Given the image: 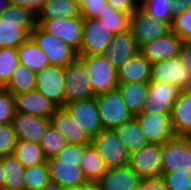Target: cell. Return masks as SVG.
<instances>
[{"instance_id":"obj_1","label":"cell","mask_w":191,"mask_h":190,"mask_svg":"<svg viewBox=\"0 0 191 190\" xmlns=\"http://www.w3.org/2000/svg\"><path fill=\"white\" fill-rule=\"evenodd\" d=\"M87 146L68 144L55 157L46 159L50 180L63 188L87 185L89 182L80 167L83 152Z\"/></svg>"},{"instance_id":"obj_2","label":"cell","mask_w":191,"mask_h":190,"mask_svg":"<svg viewBox=\"0 0 191 190\" xmlns=\"http://www.w3.org/2000/svg\"><path fill=\"white\" fill-rule=\"evenodd\" d=\"M36 25V14L32 10L10 4L0 15V48L19 47Z\"/></svg>"},{"instance_id":"obj_3","label":"cell","mask_w":191,"mask_h":190,"mask_svg":"<svg viewBox=\"0 0 191 190\" xmlns=\"http://www.w3.org/2000/svg\"><path fill=\"white\" fill-rule=\"evenodd\" d=\"M78 57L85 63L95 96L117 88V69L109 62L106 54L78 55Z\"/></svg>"},{"instance_id":"obj_4","label":"cell","mask_w":191,"mask_h":190,"mask_svg":"<svg viewBox=\"0 0 191 190\" xmlns=\"http://www.w3.org/2000/svg\"><path fill=\"white\" fill-rule=\"evenodd\" d=\"M162 173H191V141L188 136H174L162 144Z\"/></svg>"},{"instance_id":"obj_5","label":"cell","mask_w":191,"mask_h":190,"mask_svg":"<svg viewBox=\"0 0 191 190\" xmlns=\"http://www.w3.org/2000/svg\"><path fill=\"white\" fill-rule=\"evenodd\" d=\"M91 145L98 151L107 168L129 164L130 153L114 130L103 129L92 137Z\"/></svg>"},{"instance_id":"obj_6","label":"cell","mask_w":191,"mask_h":190,"mask_svg":"<svg viewBox=\"0 0 191 190\" xmlns=\"http://www.w3.org/2000/svg\"><path fill=\"white\" fill-rule=\"evenodd\" d=\"M30 37L44 51L50 65L65 67L78 57V52L74 48L62 39L47 33L38 24Z\"/></svg>"},{"instance_id":"obj_7","label":"cell","mask_w":191,"mask_h":190,"mask_svg":"<svg viewBox=\"0 0 191 190\" xmlns=\"http://www.w3.org/2000/svg\"><path fill=\"white\" fill-rule=\"evenodd\" d=\"M96 101L103 129L114 130L133 117L118 88L97 95Z\"/></svg>"},{"instance_id":"obj_8","label":"cell","mask_w":191,"mask_h":190,"mask_svg":"<svg viewBox=\"0 0 191 190\" xmlns=\"http://www.w3.org/2000/svg\"><path fill=\"white\" fill-rule=\"evenodd\" d=\"M65 72V104L95 96L92 92L85 63L77 57L64 67Z\"/></svg>"},{"instance_id":"obj_9","label":"cell","mask_w":191,"mask_h":190,"mask_svg":"<svg viewBox=\"0 0 191 190\" xmlns=\"http://www.w3.org/2000/svg\"><path fill=\"white\" fill-rule=\"evenodd\" d=\"M130 30L133 33L137 46L140 48L144 44L165 35L171 30L167 22L152 17L139 7L130 16Z\"/></svg>"},{"instance_id":"obj_10","label":"cell","mask_w":191,"mask_h":190,"mask_svg":"<svg viewBox=\"0 0 191 190\" xmlns=\"http://www.w3.org/2000/svg\"><path fill=\"white\" fill-rule=\"evenodd\" d=\"M114 34L97 19H84L82 42L78 55L106 54Z\"/></svg>"},{"instance_id":"obj_11","label":"cell","mask_w":191,"mask_h":190,"mask_svg":"<svg viewBox=\"0 0 191 190\" xmlns=\"http://www.w3.org/2000/svg\"><path fill=\"white\" fill-rule=\"evenodd\" d=\"M36 22L44 31L62 39L79 53L84 27V19L81 16L66 19L36 20Z\"/></svg>"},{"instance_id":"obj_12","label":"cell","mask_w":191,"mask_h":190,"mask_svg":"<svg viewBox=\"0 0 191 190\" xmlns=\"http://www.w3.org/2000/svg\"><path fill=\"white\" fill-rule=\"evenodd\" d=\"M64 67L50 65L36 72V90L57 107L65 105Z\"/></svg>"},{"instance_id":"obj_13","label":"cell","mask_w":191,"mask_h":190,"mask_svg":"<svg viewBox=\"0 0 191 190\" xmlns=\"http://www.w3.org/2000/svg\"><path fill=\"white\" fill-rule=\"evenodd\" d=\"M73 116L75 122L91 138L103 130V124L98 111L96 96L74 100L64 105Z\"/></svg>"},{"instance_id":"obj_14","label":"cell","mask_w":191,"mask_h":190,"mask_svg":"<svg viewBox=\"0 0 191 190\" xmlns=\"http://www.w3.org/2000/svg\"><path fill=\"white\" fill-rule=\"evenodd\" d=\"M180 57L152 64L150 81L178 86L181 90L191 89V74Z\"/></svg>"},{"instance_id":"obj_15","label":"cell","mask_w":191,"mask_h":190,"mask_svg":"<svg viewBox=\"0 0 191 190\" xmlns=\"http://www.w3.org/2000/svg\"><path fill=\"white\" fill-rule=\"evenodd\" d=\"M162 144L149 143L130 154L129 166L141 177H159L161 166Z\"/></svg>"},{"instance_id":"obj_16","label":"cell","mask_w":191,"mask_h":190,"mask_svg":"<svg viewBox=\"0 0 191 190\" xmlns=\"http://www.w3.org/2000/svg\"><path fill=\"white\" fill-rule=\"evenodd\" d=\"M181 89L167 83L150 81L147 100L141 113L171 114L172 107Z\"/></svg>"},{"instance_id":"obj_17","label":"cell","mask_w":191,"mask_h":190,"mask_svg":"<svg viewBox=\"0 0 191 190\" xmlns=\"http://www.w3.org/2000/svg\"><path fill=\"white\" fill-rule=\"evenodd\" d=\"M183 40L172 30L140 47V52L151 63L179 57Z\"/></svg>"},{"instance_id":"obj_18","label":"cell","mask_w":191,"mask_h":190,"mask_svg":"<svg viewBox=\"0 0 191 190\" xmlns=\"http://www.w3.org/2000/svg\"><path fill=\"white\" fill-rule=\"evenodd\" d=\"M135 117L149 143L163 144L175 136L170 114L139 113Z\"/></svg>"},{"instance_id":"obj_19","label":"cell","mask_w":191,"mask_h":190,"mask_svg":"<svg viewBox=\"0 0 191 190\" xmlns=\"http://www.w3.org/2000/svg\"><path fill=\"white\" fill-rule=\"evenodd\" d=\"M49 123V118L18 112H14L11 120L18 141L37 143L40 142Z\"/></svg>"},{"instance_id":"obj_20","label":"cell","mask_w":191,"mask_h":190,"mask_svg":"<svg viewBox=\"0 0 191 190\" xmlns=\"http://www.w3.org/2000/svg\"><path fill=\"white\" fill-rule=\"evenodd\" d=\"M142 178L129 166L108 168L96 182L102 190H138Z\"/></svg>"},{"instance_id":"obj_21","label":"cell","mask_w":191,"mask_h":190,"mask_svg":"<svg viewBox=\"0 0 191 190\" xmlns=\"http://www.w3.org/2000/svg\"><path fill=\"white\" fill-rule=\"evenodd\" d=\"M13 96L15 112L18 113L32 114L50 119L57 109L54 103L36 89Z\"/></svg>"},{"instance_id":"obj_22","label":"cell","mask_w":191,"mask_h":190,"mask_svg":"<svg viewBox=\"0 0 191 190\" xmlns=\"http://www.w3.org/2000/svg\"><path fill=\"white\" fill-rule=\"evenodd\" d=\"M50 123L66 137L68 144L90 145L91 137L79 128L73 116L63 107H57L50 117Z\"/></svg>"},{"instance_id":"obj_23","label":"cell","mask_w":191,"mask_h":190,"mask_svg":"<svg viewBox=\"0 0 191 190\" xmlns=\"http://www.w3.org/2000/svg\"><path fill=\"white\" fill-rule=\"evenodd\" d=\"M151 67L152 64L138 51L117 69L118 83H149Z\"/></svg>"},{"instance_id":"obj_24","label":"cell","mask_w":191,"mask_h":190,"mask_svg":"<svg viewBox=\"0 0 191 190\" xmlns=\"http://www.w3.org/2000/svg\"><path fill=\"white\" fill-rule=\"evenodd\" d=\"M140 48L137 46L132 31L129 29L113 36L106 55L109 62L118 69L129 57L135 55Z\"/></svg>"},{"instance_id":"obj_25","label":"cell","mask_w":191,"mask_h":190,"mask_svg":"<svg viewBox=\"0 0 191 190\" xmlns=\"http://www.w3.org/2000/svg\"><path fill=\"white\" fill-rule=\"evenodd\" d=\"M170 117L176 136L191 134V89L181 90L172 107Z\"/></svg>"},{"instance_id":"obj_26","label":"cell","mask_w":191,"mask_h":190,"mask_svg":"<svg viewBox=\"0 0 191 190\" xmlns=\"http://www.w3.org/2000/svg\"><path fill=\"white\" fill-rule=\"evenodd\" d=\"M114 131L117 133L130 154L149 144V141L135 116L116 127Z\"/></svg>"},{"instance_id":"obj_27","label":"cell","mask_w":191,"mask_h":190,"mask_svg":"<svg viewBox=\"0 0 191 190\" xmlns=\"http://www.w3.org/2000/svg\"><path fill=\"white\" fill-rule=\"evenodd\" d=\"M149 83L133 82L118 83V90L133 116L142 112L143 105L147 100Z\"/></svg>"},{"instance_id":"obj_28","label":"cell","mask_w":191,"mask_h":190,"mask_svg":"<svg viewBox=\"0 0 191 190\" xmlns=\"http://www.w3.org/2000/svg\"><path fill=\"white\" fill-rule=\"evenodd\" d=\"M80 16V7L72 0H46L36 14V20L72 18Z\"/></svg>"},{"instance_id":"obj_29","label":"cell","mask_w":191,"mask_h":190,"mask_svg":"<svg viewBox=\"0 0 191 190\" xmlns=\"http://www.w3.org/2000/svg\"><path fill=\"white\" fill-rule=\"evenodd\" d=\"M17 54L20 64L28 67L34 72H38L50 66L46 54L31 37L17 47Z\"/></svg>"},{"instance_id":"obj_30","label":"cell","mask_w":191,"mask_h":190,"mask_svg":"<svg viewBox=\"0 0 191 190\" xmlns=\"http://www.w3.org/2000/svg\"><path fill=\"white\" fill-rule=\"evenodd\" d=\"M2 168L4 170V190H24L25 168L19 160L13 155L0 157Z\"/></svg>"},{"instance_id":"obj_31","label":"cell","mask_w":191,"mask_h":190,"mask_svg":"<svg viewBox=\"0 0 191 190\" xmlns=\"http://www.w3.org/2000/svg\"><path fill=\"white\" fill-rule=\"evenodd\" d=\"M80 167L89 183L97 182L108 169L98 151L91 144L84 149Z\"/></svg>"},{"instance_id":"obj_32","label":"cell","mask_w":191,"mask_h":190,"mask_svg":"<svg viewBox=\"0 0 191 190\" xmlns=\"http://www.w3.org/2000/svg\"><path fill=\"white\" fill-rule=\"evenodd\" d=\"M36 88V72L28 67L18 64L15 71L4 89L9 91L12 95H17L24 92L35 90Z\"/></svg>"},{"instance_id":"obj_33","label":"cell","mask_w":191,"mask_h":190,"mask_svg":"<svg viewBox=\"0 0 191 190\" xmlns=\"http://www.w3.org/2000/svg\"><path fill=\"white\" fill-rule=\"evenodd\" d=\"M13 155L19 160L24 168L41 164L46 161L42 149L37 142L17 141Z\"/></svg>"},{"instance_id":"obj_34","label":"cell","mask_w":191,"mask_h":190,"mask_svg":"<svg viewBox=\"0 0 191 190\" xmlns=\"http://www.w3.org/2000/svg\"><path fill=\"white\" fill-rule=\"evenodd\" d=\"M39 145L46 159L55 157L65 146L67 139L51 123L48 124L45 132L40 138Z\"/></svg>"},{"instance_id":"obj_35","label":"cell","mask_w":191,"mask_h":190,"mask_svg":"<svg viewBox=\"0 0 191 190\" xmlns=\"http://www.w3.org/2000/svg\"><path fill=\"white\" fill-rule=\"evenodd\" d=\"M99 19L114 35L130 28V15L114 9L108 3Z\"/></svg>"},{"instance_id":"obj_36","label":"cell","mask_w":191,"mask_h":190,"mask_svg":"<svg viewBox=\"0 0 191 190\" xmlns=\"http://www.w3.org/2000/svg\"><path fill=\"white\" fill-rule=\"evenodd\" d=\"M17 48H0V84L4 87L19 64Z\"/></svg>"},{"instance_id":"obj_37","label":"cell","mask_w":191,"mask_h":190,"mask_svg":"<svg viewBox=\"0 0 191 190\" xmlns=\"http://www.w3.org/2000/svg\"><path fill=\"white\" fill-rule=\"evenodd\" d=\"M24 190H37L50 181L47 162L25 168Z\"/></svg>"},{"instance_id":"obj_38","label":"cell","mask_w":191,"mask_h":190,"mask_svg":"<svg viewBox=\"0 0 191 190\" xmlns=\"http://www.w3.org/2000/svg\"><path fill=\"white\" fill-rule=\"evenodd\" d=\"M173 0H148L141 8L152 17L167 22L170 26L173 22L171 9L173 8Z\"/></svg>"},{"instance_id":"obj_39","label":"cell","mask_w":191,"mask_h":190,"mask_svg":"<svg viewBox=\"0 0 191 190\" xmlns=\"http://www.w3.org/2000/svg\"><path fill=\"white\" fill-rule=\"evenodd\" d=\"M161 177L168 190H191V173L165 172Z\"/></svg>"},{"instance_id":"obj_40","label":"cell","mask_w":191,"mask_h":190,"mask_svg":"<svg viewBox=\"0 0 191 190\" xmlns=\"http://www.w3.org/2000/svg\"><path fill=\"white\" fill-rule=\"evenodd\" d=\"M171 30L183 41L191 38V7L173 18Z\"/></svg>"},{"instance_id":"obj_41","label":"cell","mask_w":191,"mask_h":190,"mask_svg":"<svg viewBox=\"0 0 191 190\" xmlns=\"http://www.w3.org/2000/svg\"><path fill=\"white\" fill-rule=\"evenodd\" d=\"M17 137L11 123L0 125V157L13 154Z\"/></svg>"},{"instance_id":"obj_42","label":"cell","mask_w":191,"mask_h":190,"mask_svg":"<svg viewBox=\"0 0 191 190\" xmlns=\"http://www.w3.org/2000/svg\"><path fill=\"white\" fill-rule=\"evenodd\" d=\"M14 112V96L6 89H3L0 92V125L11 123Z\"/></svg>"},{"instance_id":"obj_43","label":"cell","mask_w":191,"mask_h":190,"mask_svg":"<svg viewBox=\"0 0 191 190\" xmlns=\"http://www.w3.org/2000/svg\"><path fill=\"white\" fill-rule=\"evenodd\" d=\"M107 0H84L80 6V16L83 19H97L106 9Z\"/></svg>"},{"instance_id":"obj_44","label":"cell","mask_w":191,"mask_h":190,"mask_svg":"<svg viewBox=\"0 0 191 190\" xmlns=\"http://www.w3.org/2000/svg\"><path fill=\"white\" fill-rule=\"evenodd\" d=\"M139 189L140 190H168L161 176L151 177V178H142Z\"/></svg>"},{"instance_id":"obj_45","label":"cell","mask_w":191,"mask_h":190,"mask_svg":"<svg viewBox=\"0 0 191 190\" xmlns=\"http://www.w3.org/2000/svg\"><path fill=\"white\" fill-rule=\"evenodd\" d=\"M114 9L129 14L130 16L138 9L133 0H107Z\"/></svg>"},{"instance_id":"obj_46","label":"cell","mask_w":191,"mask_h":190,"mask_svg":"<svg viewBox=\"0 0 191 190\" xmlns=\"http://www.w3.org/2000/svg\"><path fill=\"white\" fill-rule=\"evenodd\" d=\"M9 4L25 6L35 14L39 12L46 0H8Z\"/></svg>"},{"instance_id":"obj_47","label":"cell","mask_w":191,"mask_h":190,"mask_svg":"<svg viewBox=\"0 0 191 190\" xmlns=\"http://www.w3.org/2000/svg\"><path fill=\"white\" fill-rule=\"evenodd\" d=\"M180 59L185 67H188L189 74H191V38L183 41Z\"/></svg>"},{"instance_id":"obj_48","label":"cell","mask_w":191,"mask_h":190,"mask_svg":"<svg viewBox=\"0 0 191 190\" xmlns=\"http://www.w3.org/2000/svg\"><path fill=\"white\" fill-rule=\"evenodd\" d=\"M173 6L174 7L171 9V14L175 17L191 7V0H173Z\"/></svg>"},{"instance_id":"obj_49","label":"cell","mask_w":191,"mask_h":190,"mask_svg":"<svg viewBox=\"0 0 191 190\" xmlns=\"http://www.w3.org/2000/svg\"><path fill=\"white\" fill-rule=\"evenodd\" d=\"M37 190H65V188L50 180Z\"/></svg>"},{"instance_id":"obj_50","label":"cell","mask_w":191,"mask_h":190,"mask_svg":"<svg viewBox=\"0 0 191 190\" xmlns=\"http://www.w3.org/2000/svg\"><path fill=\"white\" fill-rule=\"evenodd\" d=\"M4 170L2 168V163L0 161V190H4Z\"/></svg>"},{"instance_id":"obj_51","label":"cell","mask_w":191,"mask_h":190,"mask_svg":"<svg viewBox=\"0 0 191 190\" xmlns=\"http://www.w3.org/2000/svg\"><path fill=\"white\" fill-rule=\"evenodd\" d=\"M86 190H102L101 187L96 183H88L86 185Z\"/></svg>"},{"instance_id":"obj_52","label":"cell","mask_w":191,"mask_h":190,"mask_svg":"<svg viewBox=\"0 0 191 190\" xmlns=\"http://www.w3.org/2000/svg\"><path fill=\"white\" fill-rule=\"evenodd\" d=\"M9 5L10 4L8 0H0V15L3 13L4 9Z\"/></svg>"},{"instance_id":"obj_53","label":"cell","mask_w":191,"mask_h":190,"mask_svg":"<svg viewBox=\"0 0 191 190\" xmlns=\"http://www.w3.org/2000/svg\"><path fill=\"white\" fill-rule=\"evenodd\" d=\"M135 2V4L137 5V7H141L144 5V3H146L148 0H133Z\"/></svg>"},{"instance_id":"obj_54","label":"cell","mask_w":191,"mask_h":190,"mask_svg":"<svg viewBox=\"0 0 191 190\" xmlns=\"http://www.w3.org/2000/svg\"><path fill=\"white\" fill-rule=\"evenodd\" d=\"M65 190H86V185L80 187L65 188Z\"/></svg>"},{"instance_id":"obj_55","label":"cell","mask_w":191,"mask_h":190,"mask_svg":"<svg viewBox=\"0 0 191 190\" xmlns=\"http://www.w3.org/2000/svg\"><path fill=\"white\" fill-rule=\"evenodd\" d=\"M75 2L79 7L83 4L84 0H72Z\"/></svg>"},{"instance_id":"obj_56","label":"cell","mask_w":191,"mask_h":190,"mask_svg":"<svg viewBox=\"0 0 191 190\" xmlns=\"http://www.w3.org/2000/svg\"><path fill=\"white\" fill-rule=\"evenodd\" d=\"M4 89V87L0 84V92Z\"/></svg>"}]
</instances>
